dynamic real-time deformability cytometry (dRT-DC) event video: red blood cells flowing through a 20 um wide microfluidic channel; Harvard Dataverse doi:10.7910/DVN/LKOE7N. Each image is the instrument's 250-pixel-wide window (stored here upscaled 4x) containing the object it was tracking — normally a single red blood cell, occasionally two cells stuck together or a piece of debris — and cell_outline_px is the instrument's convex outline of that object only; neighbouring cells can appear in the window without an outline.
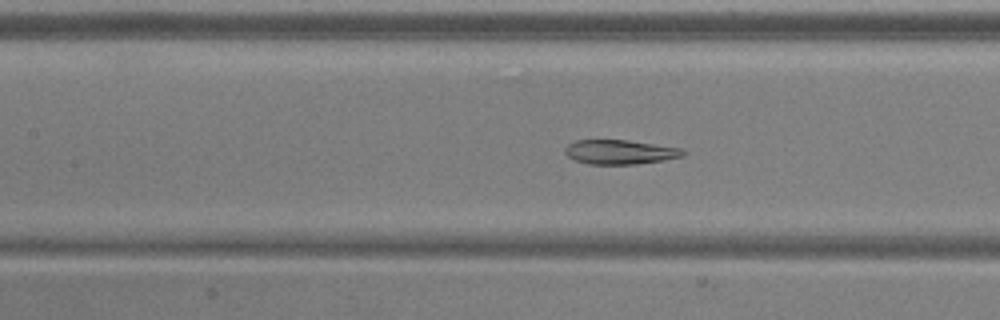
{"species": "common noctule bat (a hibernating species)", "species_latin": "Nyctalus noctula", "temperature_condition": "warm", "stored_images_in_passage": 51, "camera_frame_rate_fps": 3000, "um_per_image_px": 0.085, "animal": {"sex": "male", "body_mass_g": 20.5, "forearm_length_mm": 52.5}, "frame": {"image": 1, "passage_image": 23, "time_ms": 7.333, "image_size_px": [1000, 320], "cell_outline_px": [[688, 152], [684, 156], [664, 160], [636, 164], [588, 164], [576, 160], [568, 156], [564, 152], [564, 148], [568, 144], [576, 140], [628, 140], [684, 148]], "centroid_in_image_um": [52.75, 12.91], "position_along_channel_um": 154.6, "area_um2": 16.94}}
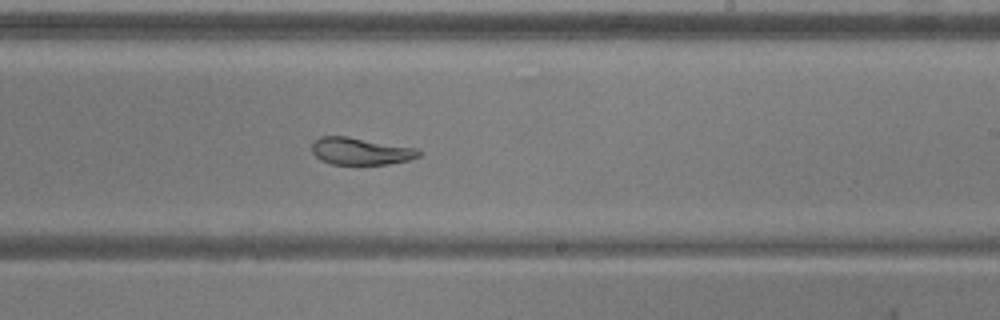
{"frame": {"image": 2, "passage_image": 31, "time_ms": 10.0, "image_size_px": [1000, 320], "cell_outline_px": [[424, 152], [420, 156], [408, 160], [388, 164], [332, 164], [320, 160], [312, 152], [312, 144], [320, 136], [348, 136], [416, 148]], "centroid_in_image_um": [30.67, 12.85], "position_along_channel_um": 258.3, "area_um2": 16.94}}
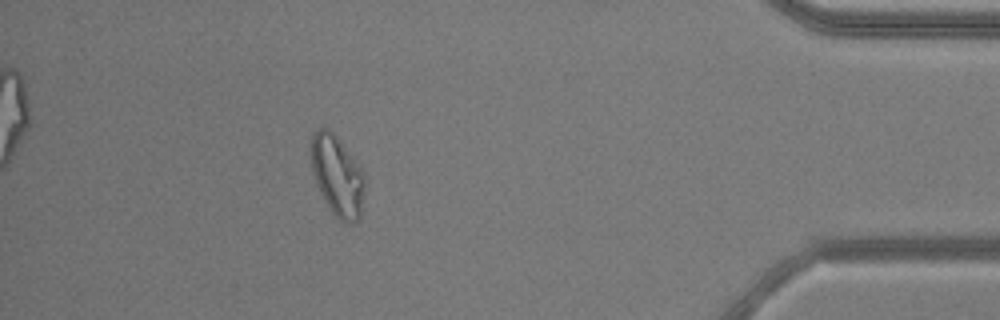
{"frame": {"image": 3, "passage_image": 46, "time_ms": 15.0, "image_size_px": [1000, 320], "cell_outline_px": [[364, 188], [360, 216], [356, 220], [348, 224], [344, 224], [328, 208], [316, 184], [312, 172], [312, 132], [316, 128], [328, 128], [336, 136], [360, 164], [364, 172]], "centroid_in_image_um": [28.67, 14.93], "position_along_channel_um": 406.5, "area_um2": 25.2}, "authors_computed_cell_mechanics": {"area_um2": 22.7732, "velocity_mm_per_s": 3.9037, "shape_relaxation_time_tau1_ms": null, "shape_relaxation_time_tau2_ms": 2.7311, "deformation_change_tau1": null, "deformation_change_tau2": 0.0863}}